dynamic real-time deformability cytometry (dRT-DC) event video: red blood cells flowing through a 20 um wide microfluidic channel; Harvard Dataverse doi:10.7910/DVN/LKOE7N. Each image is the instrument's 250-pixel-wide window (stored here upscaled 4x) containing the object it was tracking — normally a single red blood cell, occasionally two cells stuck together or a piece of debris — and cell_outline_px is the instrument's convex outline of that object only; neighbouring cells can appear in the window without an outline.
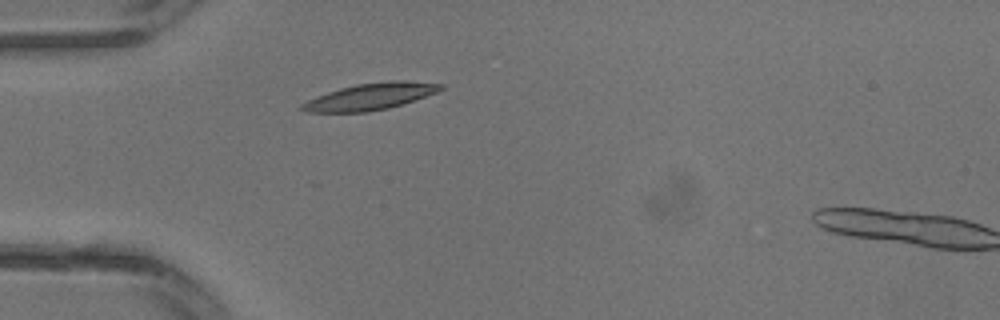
{"species": "common noctule bat (a hibernating species)", "species_latin": "Nyctalus noctula", "temperature_condition": "warm", "stored_images_in_passage": 2, "camera_frame_rate_fps": 3000, "um_per_image_px": 0.085, "animal": {"sex": "male", "body_mass_g": 13.3}, "frame": {"image": 1, "passage_image": 1, "time_ms": 0.0, "image_size_px": [1000, 320], "cell_outline_px": [[444, 88], [436, 92], [388, 108], [368, 112], [304, 112], [300, 108], [300, 104], [316, 96], [340, 88], [356, 84], [388, 80], [404, 80], [444, 84]], "centroid_in_image_um": [31.44, 8.19], "position_along_channel_um": 53.6, "area_um2": 21.39}}